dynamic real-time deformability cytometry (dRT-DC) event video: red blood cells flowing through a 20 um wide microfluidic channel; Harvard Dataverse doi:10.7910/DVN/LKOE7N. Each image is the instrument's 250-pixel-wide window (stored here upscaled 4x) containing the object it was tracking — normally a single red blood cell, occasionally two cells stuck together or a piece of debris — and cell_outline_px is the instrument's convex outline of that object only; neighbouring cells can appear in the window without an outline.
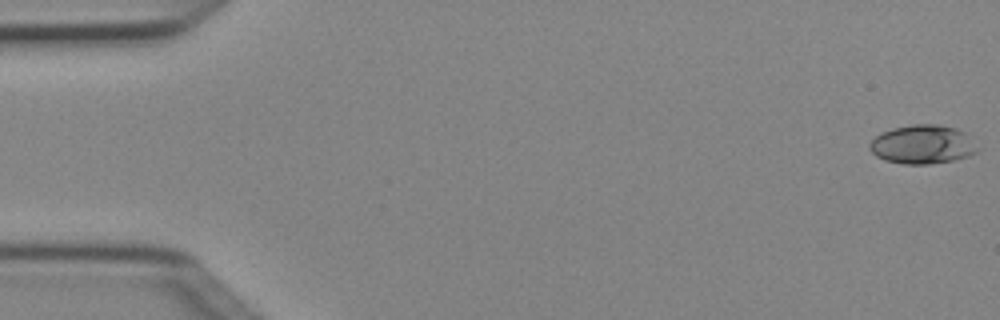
{"species": "Egyptian fruit bat (a non-hibernating species)", "species_latin": "Rousettus aegyptiacus", "temperature_condition": "cold", "stored_images_in_passage": 5, "camera_frame_rate_fps": 3000, "um_per_image_px": 0.085, "animal": {"sex": "female"}, "frame": {"image": 1, "passage_image": 1, "time_ms": 0.0, "image_size_px": [1000, 320], "cell_outline_px": [[976, 152], [968, 156], [952, 160], [928, 164], [904, 164], [884, 160], [876, 156], [868, 148], [868, 144], [880, 132], [892, 128], [912, 124], [940, 124], [956, 128], [964, 132], [976, 148]], "centroid_in_image_um": [78.34, 12.27], "position_along_channel_um": 6.7, "area_um2": 24.28}}
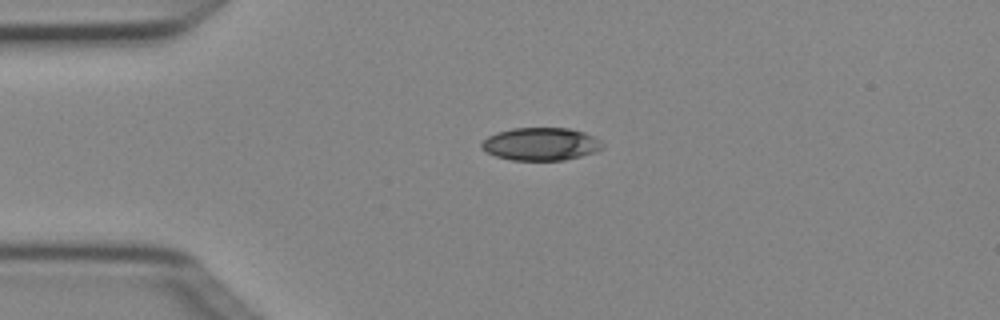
{"frame": {"image": 2, "passage_image": 4, "time_ms": 1.0, "image_size_px": [1000, 320], "cell_outline_px": [[604, 148], [596, 152], [564, 160], [512, 160], [496, 156], [488, 152], [480, 144], [488, 136], [496, 132], [512, 128], [568, 128], [584, 132], [600, 140], [604, 144]], "centroid_in_image_um": [46.0, 12.24], "position_along_channel_um": 39.0, "area_um2": 23.06}}